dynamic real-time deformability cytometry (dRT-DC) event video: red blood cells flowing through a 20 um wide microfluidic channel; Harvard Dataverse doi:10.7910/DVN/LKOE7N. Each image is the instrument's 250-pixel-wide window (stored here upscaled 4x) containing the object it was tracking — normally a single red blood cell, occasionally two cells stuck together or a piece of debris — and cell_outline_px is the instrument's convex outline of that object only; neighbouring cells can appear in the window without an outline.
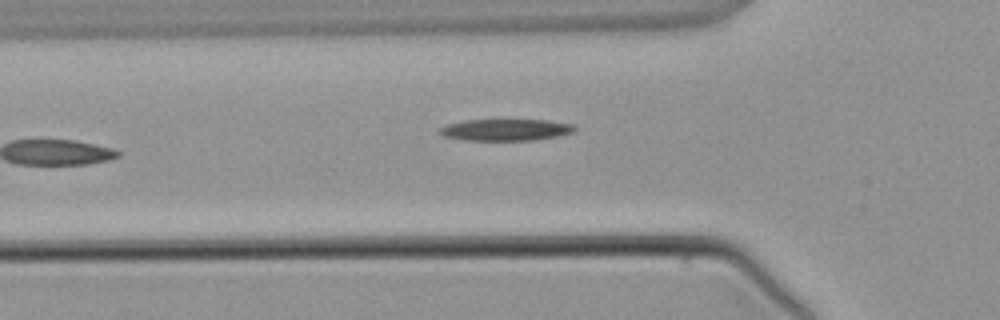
{"species": "common noctule bat (a hibernating species)", "species_latin": "Nyctalus noctula", "temperature_condition": "warm", "stored_images_in_passage": 3, "camera_frame_rate_fps": 3000, "um_per_image_px": 0.085, "animal": {"sex": "male", "body_mass_g": 21.5, "forearm_length_mm": 52.0}, "frame": {"image": 1, "passage_image": 3, "time_ms": 2.667, "image_size_px": [1000, 320], "cell_outline_px": [[576, 128], [572, 132], [556, 136], [536, 140], [464, 140], [444, 136], [440, 132], [440, 128], [448, 124], [464, 120], [548, 120], [576, 124]], "centroid_in_image_um": [43.02, 11.03], "position_along_channel_um": 82.8, "area_um2": 16.94}}